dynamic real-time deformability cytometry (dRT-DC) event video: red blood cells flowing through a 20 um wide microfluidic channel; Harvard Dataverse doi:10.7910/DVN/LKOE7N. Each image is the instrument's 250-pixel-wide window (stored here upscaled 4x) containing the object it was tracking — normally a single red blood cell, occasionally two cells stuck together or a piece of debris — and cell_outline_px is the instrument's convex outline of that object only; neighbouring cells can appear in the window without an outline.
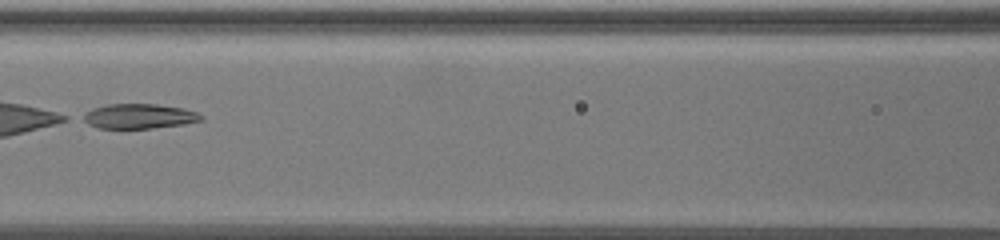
{"species": "common noctule bat (a hibernating species)", "species_latin": "Nyctalus noctula", "temperature_condition": "warm", "stored_images_in_passage": 38, "camera_frame_rate_fps": 3000, "um_per_image_px": 0.085, "animal": {"sex": "female", "body_mass_g": 19.5, "forearm_length_mm": 54.1}, "frame": {"image": 1, "passage_image": 19, "time_ms": 6.0, "image_size_px": [1000, 240], "cell_outline_px": [[204, 120], [184, 124], [152, 128], [96, 128], [80, 120], [80, 116], [92, 108], [108, 104], [156, 104], [184, 108], [196, 112], [204, 116]], "centroid_in_image_um": [11.79, 9.88], "position_along_channel_um": 154.8, "area_um2": 17.28}}